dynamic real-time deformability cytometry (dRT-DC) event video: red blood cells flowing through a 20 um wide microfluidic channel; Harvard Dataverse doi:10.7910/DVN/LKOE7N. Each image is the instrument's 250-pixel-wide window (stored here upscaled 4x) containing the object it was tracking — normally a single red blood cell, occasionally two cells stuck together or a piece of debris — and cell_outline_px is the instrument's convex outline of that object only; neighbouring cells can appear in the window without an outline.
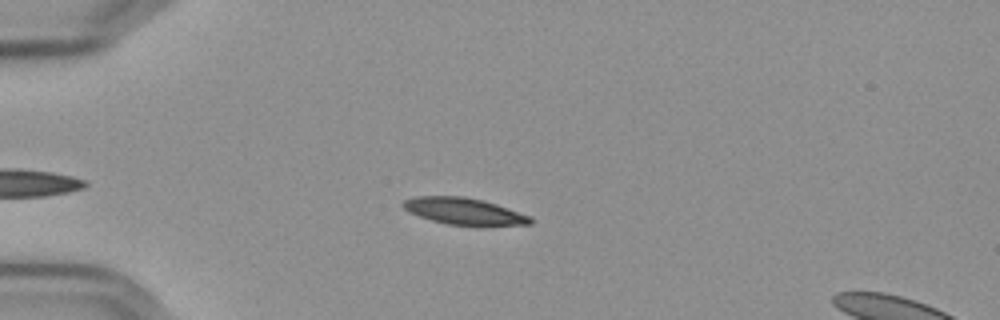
{"species": "Egyptian fruit bat (a non-hibernating species)", "species_latin": "Rousettus aegyptiacus", "temperature_condition": "cold", "stored_images_in_passage": 43, "camera_frame_rate_fps": 3000, "um_per_image_px": 0.085, "frame": {"image": 1, "passage_image": 6, "time_ms": 1.667, "image_size_px": [1000, 320], "cell_outline_px": [[532, 224], [448, 224], [432, 220], [420, 216], [404, 208], [404, 200], [416, 196], [464, 196], [496, 204], [532, 216]], "centroid_in_image_um": [39.45, 17.93], "position_along_channel_um": 45.6, "area_um2": 19.02}}
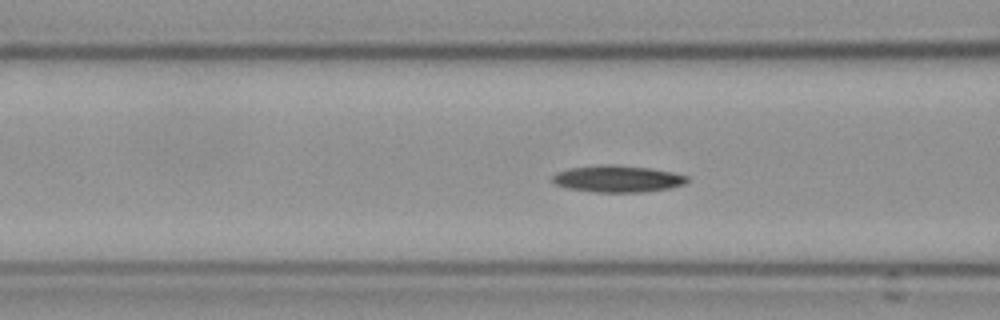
{"frame": {"image": 2, "passage_image": 14, "time_ms": 4.333, "image_size_px": [1000, 320], "cell_outline_px": [[688, 180], [684, 184], [668, 188], [644, 192], [596, 192], [568, 188], [556, 184], [552, 180], [552, 176], [556, 172], [572, 168], [604, 164], [612, 164], [648, 168], [672, 172], [688, 176]], "centroid_in_image_um": [52.49, 15.2], "position_along_channel_um": 114.1, "area_um2": 20.81}}
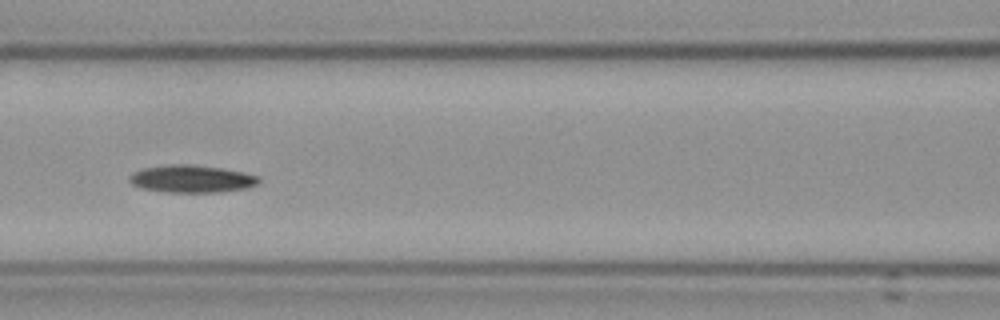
{"frame": {"image": 3, "passage_image": 17, "time_ms": 5.333, "image_size_px": [1000, 320], "cell_outline_px": [[260, 180], [256, 184], [248, 188], [220, 192], [164, 192], [140, 188], [132, 184], [128, 180], [128, 176], [132, 172], [144, 168], [172, 164], [184, 164], [220, 168], [244, 172], [260, 176]], "centroid_in_image_um": [16.27, 15.21], "position_along_channel_um": 150.3, "area_um2": 20.75}}